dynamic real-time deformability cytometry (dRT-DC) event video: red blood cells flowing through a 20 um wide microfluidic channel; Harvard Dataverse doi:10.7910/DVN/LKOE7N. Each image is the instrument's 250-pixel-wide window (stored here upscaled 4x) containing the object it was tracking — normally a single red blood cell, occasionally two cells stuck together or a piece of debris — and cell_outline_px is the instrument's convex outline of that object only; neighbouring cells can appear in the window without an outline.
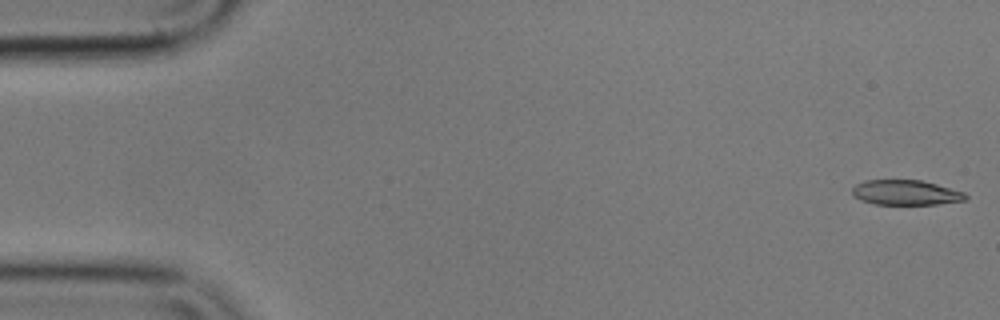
{"species": "common noctule bat (a hibernating species)", "species_latin": "Nyctalus noctula", "temperature_condition": "cold", "stored_images_in_passage": 56, "camera_frame_rate_fps": 3000, "um_per_image_px": 0.085, "animal": {"sex": "male", "body_mass_g": 17.9}, "frame": {"image": 1, "passage_image": 1, "time_ms": 0.0, "image_size_px": [1000, 320], "cell_outline_px": [[968, 200], [936, 204], [876, 204], [860, 200], [852, 196], [852, 188], [856, 184], [864, 180], [920, 180], [936, 184], [964, 192], [968, 196]], "centroid_in_image_um": [76.97, 16.37], "position_along_channel_um": 8.0, "area_um2": 16.53}}
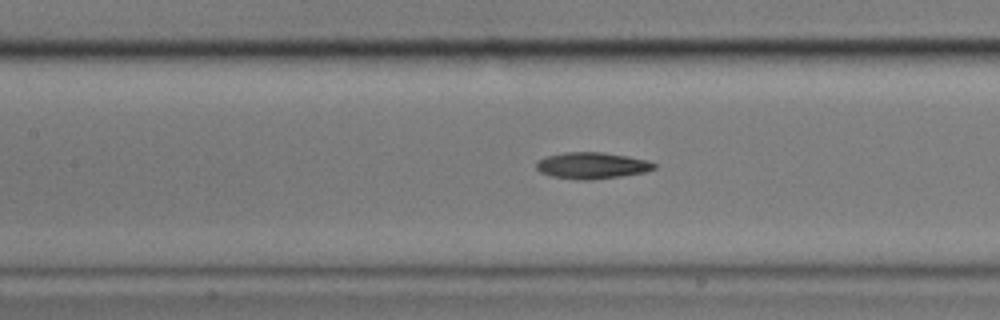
{"frame": {"image": 2, "passage_image": 24, "time_ms": 7.667, "image_size_px": [1000, 320], "cell_outline_px": [[656, 168], [644, 172], [620, 176], [592, 180], [576, 180], [552, 176], [540, 172], [536, 168], [536, 160], [548, 156], [564, 152], [600, 152], [628, 156], [648, 160], [656, 164]], "centroid_in_image_um": [50.3, 14.07], "position_along_channel_um": 157.1, "area_um2": 18.21}}
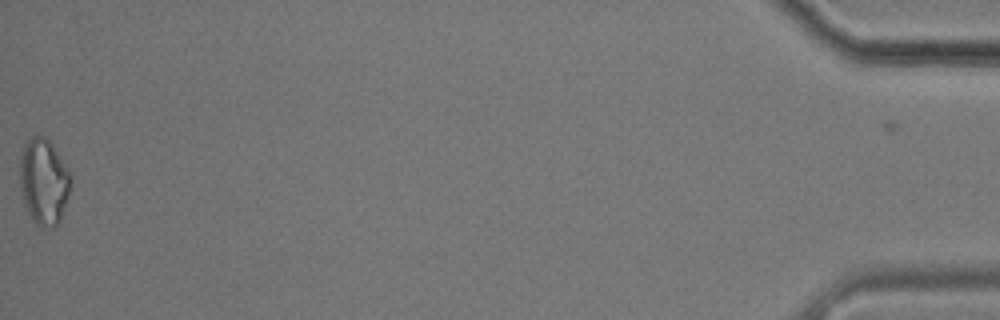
{"frame": {"image": 3, "passage_image": 55, "time_ms": 18.0, "image_size_px": [1000, 320], "cell_outline_px": [[72, 176], [68, 192], [60, 220], [52, 228], [40, 228], [36, 224], [28, 212], [24, 204], [20, 188], [20, 156], [28, 140], [32, 136], [44, 136], [52, 144]], "centroid_in_image_um": [3.7, 15.45], "position_along_channel_um": 431.5, "area_um2": 25.2}, "authors_computed_cell_mechanics": {"area_um2": 18.0914, "velocity_mm_per_s": 3.6107, "shape_relaxation_time_tau1_ms": 5.2733, "shape_relaxation_time_tau2_ms": null, "deformation_change_tau1": 0.1316, "deformation_change_tau2": null}}